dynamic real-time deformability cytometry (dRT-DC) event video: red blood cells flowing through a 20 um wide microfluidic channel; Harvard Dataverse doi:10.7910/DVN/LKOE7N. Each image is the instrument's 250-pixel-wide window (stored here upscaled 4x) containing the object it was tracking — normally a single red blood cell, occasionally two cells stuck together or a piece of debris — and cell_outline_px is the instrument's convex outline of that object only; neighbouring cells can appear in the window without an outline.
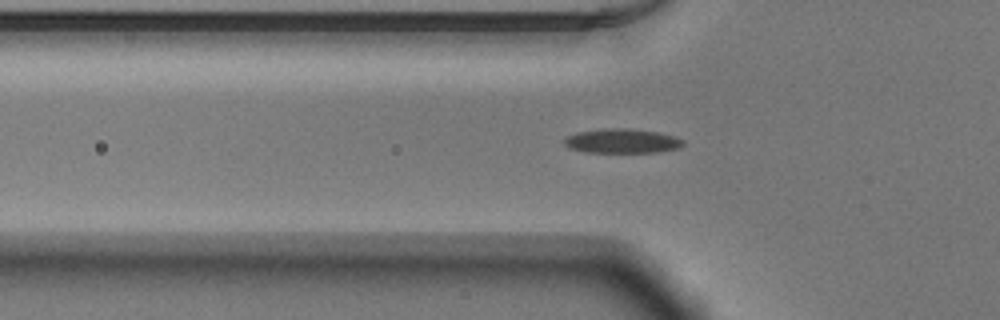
{"species": "Egyptian fruit bat (a non-hibernating species)", "species_latin": "Rousettus aegyptiacus", "temperature_condition": "warm", "stored_images_in_passage": 37, "camera_frame_rate_fps": 3000, "um_per_image_px": 0.085, "animal": {"sex": "male"}, "frame": {"image": 1, "passage_image": 2, "time_ms": 0.333, "image_size_px": [1000, 320], "cell_outline_px": [[684, 144], [680, 148], [656, 152], [584, 152], [568, 148], [564, 144], [564, 140], [568, 136], [576, 132], [608, 128], [628, 128], [656, 132], [672, 136], [684, 140]], "centroid_in_image_um": [52.85, 11.99], "position_along_channel_um": 72.9, "area_um2": 16.82}}
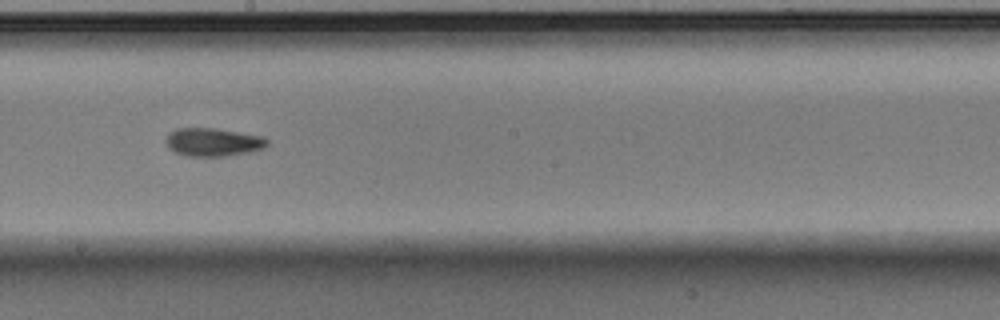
{"frame": {"image": 2, "passage_image": 14, "time_ms": 4.333, "image_size_px": [1000, 320], "cell_outline_px": [[268, 144], [264, 148], [252, 152], [224, 156], [188, 156], [176, 152], [168, 148], [164, 140], [168, 132], [176, 128], [216, 128], [260, 136], [268, 140]], "centroid_in_image_um": [18.07, 12.08], "position_along_channel_um": 230.1, "area_um2": 16.76}}
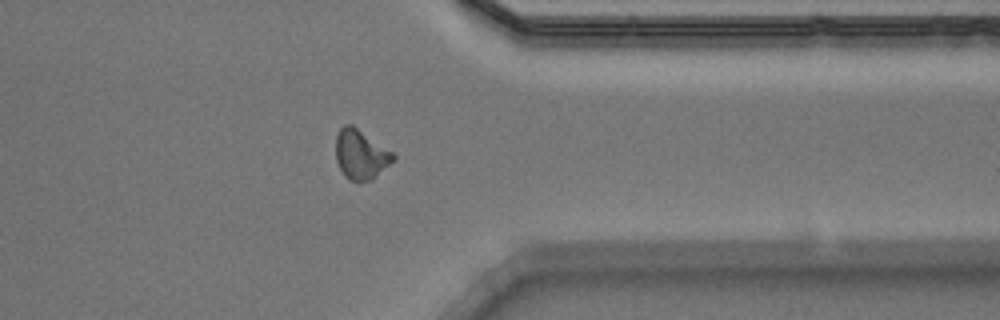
{"frame": {"image": 3, "passage_image": 26, "time_ms": 8.333, "image_size_px": [1000, 320], "cell_outline_px": [[396, 160], [372, 180], [348, 180], [344, 176], [336, 160], [336, 136], [340, 128], [344, 124], [352, 124], [392, 152], [396, 156]], "centroid_in_image_um": [30.67, 13.13], "position_along_channel_um": 380.7, "area_um2": 16.59}, "authors_computed_cell_mechanics": {"area_um2": 15.7216, "velocity_mm_per_s": 3.9068, "shape_relaxation_time_tau1_ms": null, "shape_relaxation_time_tau2_ms": 6.3876, "deformation_change_tau1": null, "deformation_change_tau2": 0.1389}}